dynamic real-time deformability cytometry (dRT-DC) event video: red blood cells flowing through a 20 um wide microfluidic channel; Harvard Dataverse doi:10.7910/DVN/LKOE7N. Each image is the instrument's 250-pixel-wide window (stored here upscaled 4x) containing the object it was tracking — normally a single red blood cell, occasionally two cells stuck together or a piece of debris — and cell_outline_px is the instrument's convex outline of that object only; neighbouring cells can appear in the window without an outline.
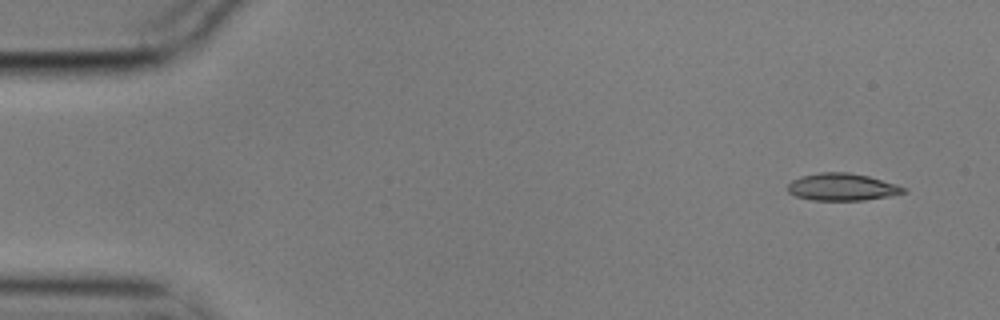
{"species": "common noctule bat (a hibernating species)", "species_latin": "Nyctalus noctula", "temperature_condition": "cold", "stored_images_in_passage": 6, "camera_frame_rate_fps": 3000, "um_per_image_px": 0.085, "animal": {"sex": "male", "body_mass_g": 17.9}, "frame": {"image": 1, "passage_image": 1, "time_ms": 0.0, "image_size_px": [1000, 320], "cell_outline_px": [[908, 192], [888, 196], [864, 200], [812, 200], [796, 196], [788, 192], [788, 184], [792, 180], [800, 176], [820, 172], [848, 172], [868, 176], [896, 184], [908, 188]], "centroid_in_image_um": [71.59, 15.89], "position_along_channel_um": 13.4, "area_um2": 18.44}}
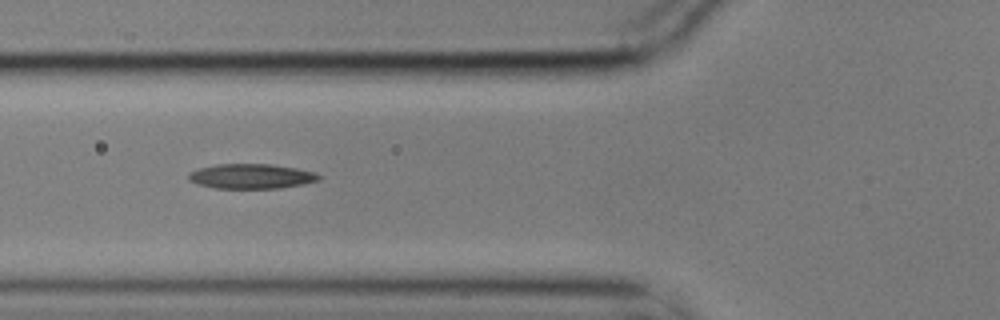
{"frame": {"image": 2, "passage_image": 5, "time_ms": 1.333, "image_size_px": [1000, 320], "cell_outline_px": [[320, 180], [304, 184], [280, 188], [216, 188], [200, 184], [188, 180], [188, 172], [200, 168], [216, 164], [272, 164], [296, 168], [316, 172], [320, 176]], "centroid_in_image_um": [21.38, 14.98], "position_along_channel_um": 104.4, "area_um2": 18.84}}
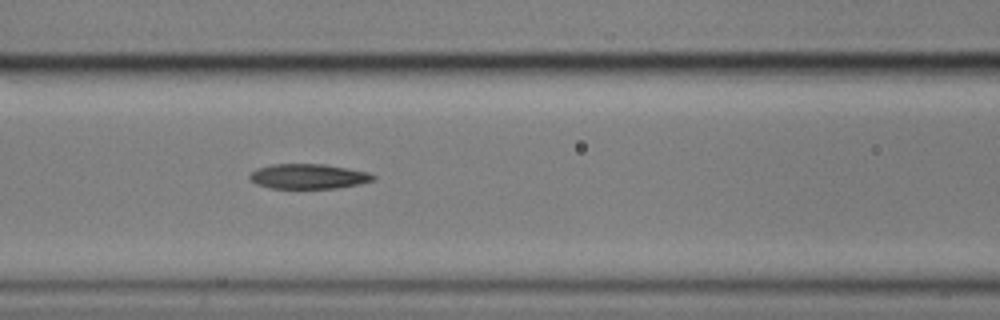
{"frame": {"image": 3, "passage_image": 6, "time_ms": 1.667, "image_size_px": [1000, 320], "cell_outline_px": [[376, 180], [360, 184], [336, 188], [272, 188], [256, 184], [248, 176], [256, 168], [272, 164], [324, 164], [348, 168], [368, 172], [376, 176]], "centroid_in_image_um": [26.24, 14.99], "position_along_channel_um": 140.4, "area_um2": 17.98}}